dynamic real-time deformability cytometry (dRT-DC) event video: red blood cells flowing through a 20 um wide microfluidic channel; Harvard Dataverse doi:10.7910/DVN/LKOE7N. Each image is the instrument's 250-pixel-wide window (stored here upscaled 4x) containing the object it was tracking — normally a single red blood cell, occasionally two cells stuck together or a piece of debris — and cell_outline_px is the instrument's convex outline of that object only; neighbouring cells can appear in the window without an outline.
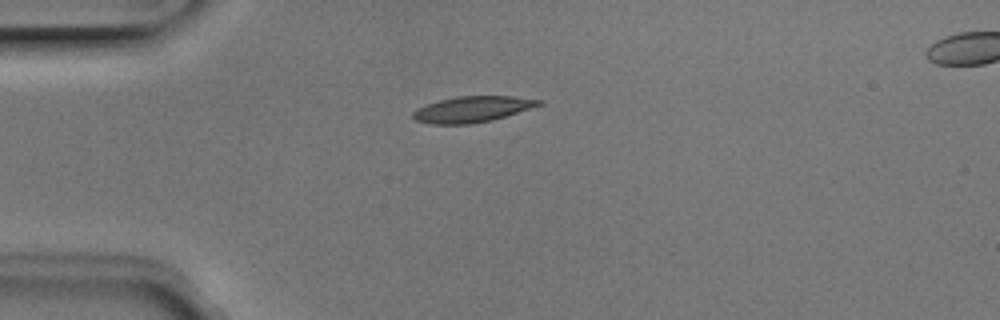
{"species": "Egyptian fruit bat (a non-hibernating species)", "species_latin": "Rousettus aegyptiacus", "temperature_condition": "room temperature", "stored_images_in_passage": 2, "camera_frame_rate_fps": 3000, "um_per_image_px": 0.085, "animal": {"sex": "male"}, "frame": {"image": 1, "passage_image": 1, "time_ms": 0.0, "image_size_px": [1000, 320], "cell_outline_px": [[544, 104], [492, 120], [468, 124], [432, 124], [416, 120], [412, 116], [412, 112], [416, 108], [440, 100], [456, 96], [512, 96], [544, 100]], "centroid_in_image_um": [40.16, 9.28], "position_along_channel_um": 44.8, "area_um2": 18.96}}